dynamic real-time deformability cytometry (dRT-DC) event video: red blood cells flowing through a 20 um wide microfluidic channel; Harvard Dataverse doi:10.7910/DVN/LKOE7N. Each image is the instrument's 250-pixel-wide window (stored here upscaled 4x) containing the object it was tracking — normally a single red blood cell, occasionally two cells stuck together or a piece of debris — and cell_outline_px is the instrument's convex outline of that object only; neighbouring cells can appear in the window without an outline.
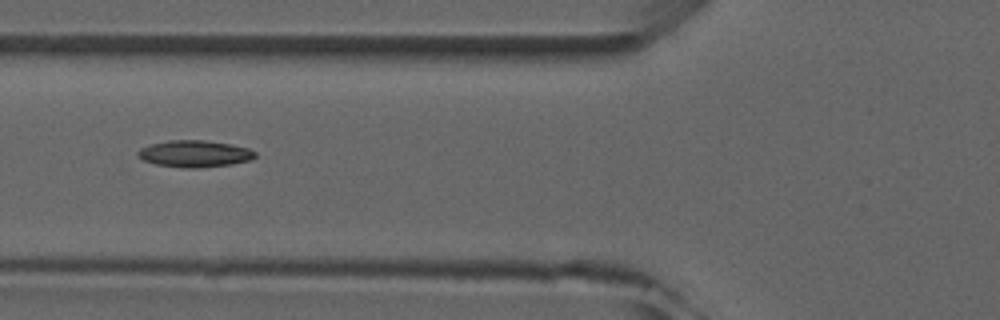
{"species": "common noctule bat (a hibernating species)", "species_latin": "Nyctalus noctula", "temperature_condition": "room temperature", "stored_images_in_passage": 5, "camera_frame_rate_fps": 3000, "um_per_image_px": 0.085, "animal": {"sex": "male", "forearm_length_mm": 52.5}, "frame": {"image": 1, "passage_image": 5, "time_ms": 4.333, "image_size_px": [1000, 320], "cell_outline_px": [[256, 156], [252, 160], [232, 164], [200, 168], [180, 168], [156, 164], [144, 160], [136, 152], [140, 148], [152, 144], [172, 140], [204, 140], [228, 144], [248, 148], [256, 152]], "centroid_in_image_um": [16.57, 13.08], "position_along_channel_um": 109.2, "area_um2": 18.21}}